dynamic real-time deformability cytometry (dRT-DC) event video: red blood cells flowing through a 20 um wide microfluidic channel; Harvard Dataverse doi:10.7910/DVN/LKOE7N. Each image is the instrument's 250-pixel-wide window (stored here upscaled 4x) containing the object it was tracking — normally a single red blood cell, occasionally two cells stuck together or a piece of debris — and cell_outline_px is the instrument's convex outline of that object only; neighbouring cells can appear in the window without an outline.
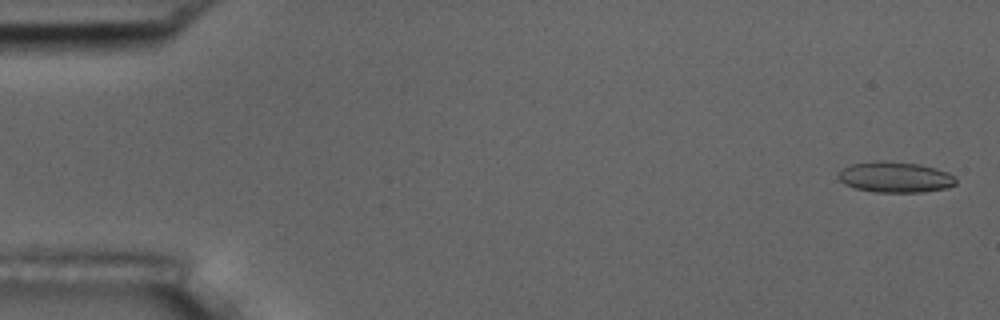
{"species": "common noctule bat (a hibernating species)", "species_latin": "Nyctalus noctula", "temperature_condition": "room temperature", "stored_images_in_passage": 55, "camera_frame_rate_fps": 3000, "um_per_image_px": 0.085, "animal": {"sex": "male", "body_mass_g": 17.5, "forearm_length_mm": 52.3}, "frame": {"image": 1, "passage_image": 2, "time_ms": 0.333, "image_size_px": [1000, 320], "cell_outline_px": [[956, 184], [948, 188], [924, 192], [876, 192], [856, 188], [844, 184], [836, 176], [844, 168], [852, 164], [872, 160], [888, 160], [920, 164], [936, 168], [948, 172], [956, 180]], "centroid_in_image_um": [76.09, 15.04], "position_along_channel_um": 8.9, "area_um2": 21.27}}
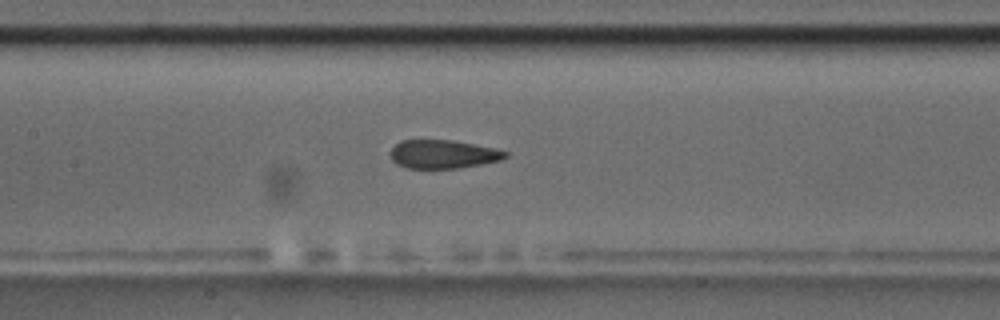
{"frame": {"image": 2, "passage_image": 26, "time_ms": 8.333, "image_size_px": [1000, 320], "cell_outline_px": [[508, 156], [500, 160], [460, 168], [408, 168], [396, 164], [392, 160], [392, 148], [400, 140], [452, 140], [496, 148], [508, 152]], "centroid_in_image_um": [37.68, 13.1], "position_along_channel_um": 169.7, "area_um2": 19.02}}
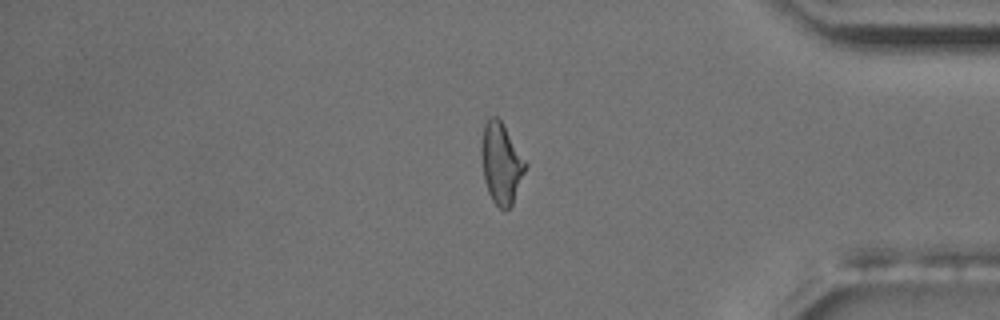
{"frame": {"image": 3, "passage_image": 46, "time_ms": 15.0, "image_size_px": [1000, 320], "cell_outline_px": [[528, 164], [512, 204], [508, 208], [500, 208], [492, 200], [488, 192], [484, 180], [480, 152], [480, 144], [484, 124], [488, 116], [496, 116], [504, 124]], "centroid_in_image_um": [42.58, 13.82], "position_along_channel_um": 392.6, "area_um2": 20.92}, "authors_computed_cell_mechanics": {"area_um2": 20.519, "velocity_mm_per_s": 3.7095, "shape_relaxation_time_tau1_ms": null, "shape_relaxation_time_tau2_ms": 1.4661, "deformation_change_tau1": null, "deformation_change_tau2": 0.0683}}